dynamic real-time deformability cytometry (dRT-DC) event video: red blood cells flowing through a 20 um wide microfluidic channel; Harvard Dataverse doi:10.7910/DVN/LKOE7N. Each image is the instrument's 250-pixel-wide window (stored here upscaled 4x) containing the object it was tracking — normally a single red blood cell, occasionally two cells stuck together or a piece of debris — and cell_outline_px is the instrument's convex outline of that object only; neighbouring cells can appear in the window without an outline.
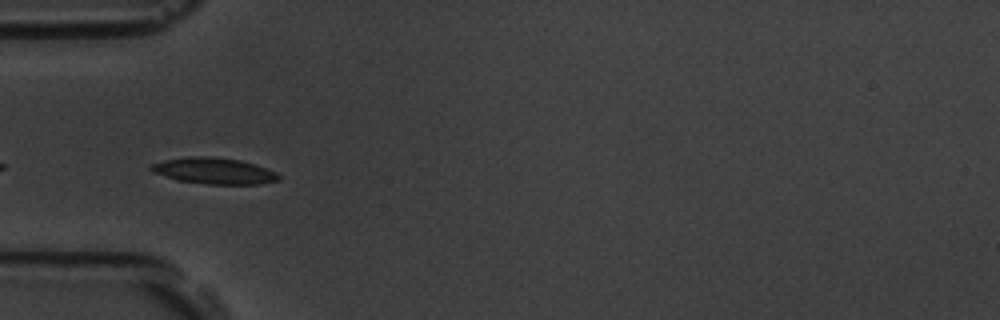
{"species": "common noctule bat (a hibernating species)", "species_latin": "Nyctalus noctula", "temperature_condition": "room temperature", "stored_images_in_passage": 7, "camera_frame_rate_fps": 3000, "um_per_image_px": 0.085, "animal": {"sex": "male", "body_mass_g": 19.5, "forearm_length_mm": 54.6}, "frame": {"image": 1, "passage_image": 6, "time_ms": 5.667, "image_size_px": [1000, 320], "cell_outline_px": [[280, 180], [260, 184], [208, 184], [176, 180], [152, 172], [148, 168], [148, 164], [164, 160], [188, 156], [208, 156], [240, 160], [276, 172], [280, 176]], "centroid_in_image_um": [18.12, 14.52], "position_along_channel_um": 66.9, "area_um2": 19.54}}
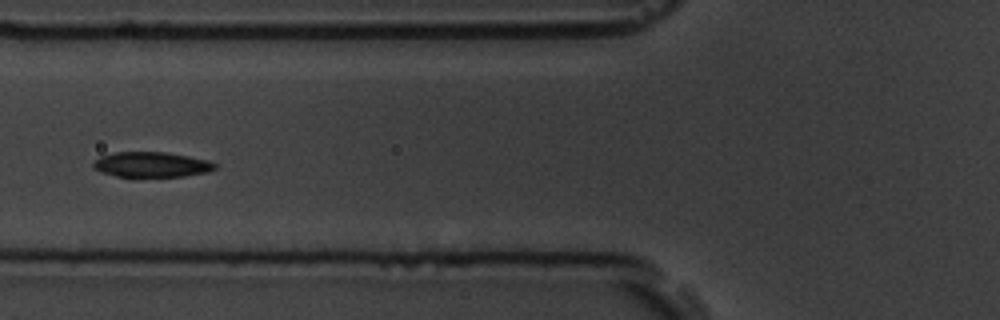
{"frame": {"image": 2, "passage_image": 7, "time_ms": 7.0, "image_size_px": [1000, 320], "cell_outline_px": [[216, 168], [208, 172], [184, 176], [132, 180], [100, 172], [92, 168], [92, 164], [100, 156], [116, 152], [164, 152], [188, 156], [208, 160], [216, 164]], "centroid_in_image_um": [12.83, 14.04], "position_along_channel_um": 113.0, "area_um2": 18.73}}